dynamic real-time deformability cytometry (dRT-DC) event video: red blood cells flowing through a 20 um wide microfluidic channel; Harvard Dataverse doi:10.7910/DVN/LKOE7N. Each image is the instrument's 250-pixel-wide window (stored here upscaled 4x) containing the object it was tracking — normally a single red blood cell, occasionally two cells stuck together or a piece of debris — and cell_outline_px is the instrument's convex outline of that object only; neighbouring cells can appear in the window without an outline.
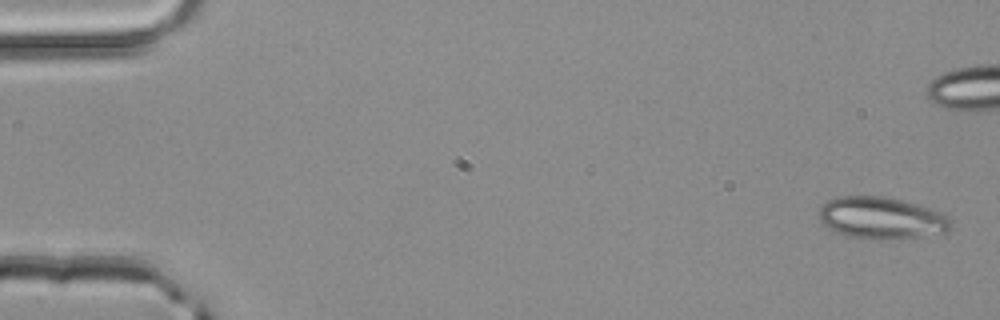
{"species": "common noctule bat (a hibernating species)", "species_latin": "Nyctalus noctula", "temperature_condition": "room temperature", "stored_images_in_passage": 3, "camera_frame_rate_fps": 3000, "um_per_image_px": 0.085, "animal": {"sex": "male", "body_mass_g": 20.4}, "frame": {"image": 1, "passage_image": 1, "time_ms": 0.0, "image_size_px": [1000, 320], "cell_outline_px": [[952, 224], [944, 232], [900, 240], [872, 240], [844, 236], [828, 228], [816, 216], [820, 208], [828, 200], [836, 196], [884, 196], [916, 204], [944, 212], [948, 216]], "centroid_in_image_um": [74.89, 18.55], "position_along_channel_um": 10.1, "area_um2": 32.77}}